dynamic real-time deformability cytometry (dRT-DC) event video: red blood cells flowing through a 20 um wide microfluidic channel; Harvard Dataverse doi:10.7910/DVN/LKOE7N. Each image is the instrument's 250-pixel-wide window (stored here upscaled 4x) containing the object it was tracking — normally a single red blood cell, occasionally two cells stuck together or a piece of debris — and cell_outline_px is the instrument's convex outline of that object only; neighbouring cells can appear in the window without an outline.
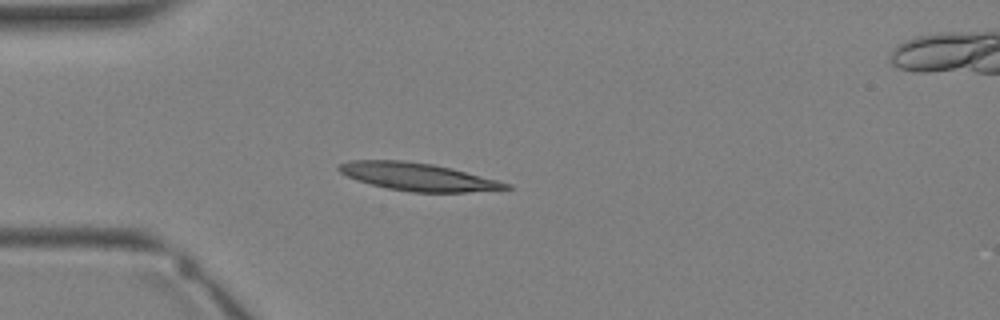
{"species": "Egyptian fruit bat (a non-hibernating species)", "species_latin": "Rousettus aegyptiacus", "temperature_condition": "warm", "stored_images_in_passage": 4, "camera_frame_rate_fps": 3000, "um_per_image_px": 0.085, "animal": {"sex": "female"}, "frame": {"image": 1, "passage_image": 3, "time_ms": 2.333, "image_size_px": [1000, 320], "cell_outline_px": [[512, 188], [468, 192], [412, 192], [388, 188], [356, 180], [340, 172], [336, 168], [336, 164], [348, 160], [404, 160], [432, 164], [452, 168], [512, 184]], "centroid_in_image_um": [35.48, 15.01], "position_along_channel_um": 49.5, "area_um2": 26.99}}